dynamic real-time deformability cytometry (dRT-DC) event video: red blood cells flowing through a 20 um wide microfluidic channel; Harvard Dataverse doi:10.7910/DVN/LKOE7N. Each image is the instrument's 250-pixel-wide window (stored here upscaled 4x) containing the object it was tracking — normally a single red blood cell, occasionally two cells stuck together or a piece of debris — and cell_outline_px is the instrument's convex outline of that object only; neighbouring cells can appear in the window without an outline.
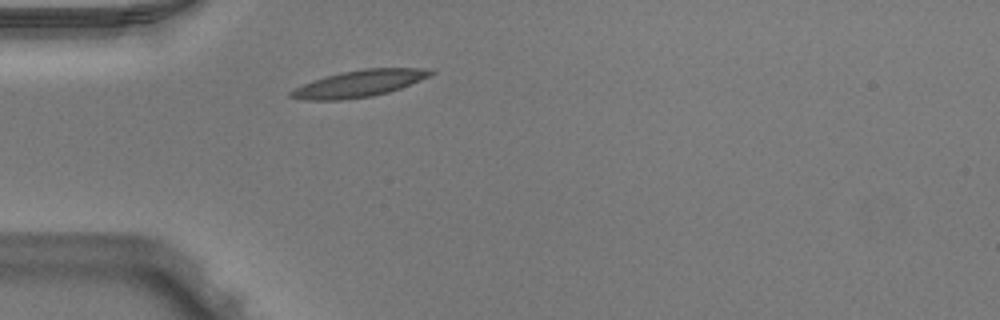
{"species": "Egyptian fruit bat (a non-hibernating species)", "species_latin": "Rousettus aegyptiacus", "temperature_condition": "warm", "stored_images_in_passage": 38, "camera_frame_rate_fps": 3000, "um_per_image_px": 0.085, "animal": {"sex": "male"}, "frame": {"image": 1, "passage_image": 2, "time_ms": 0.333, "image_size_px": [1000, 320], "cell_outline_px": [[436, 72], [420, 80], [400, 88], [388, 92], [372, 96], [344, 100], [304, 100], [288, 96], [288, 92], [312, 80], [344, 72], [364, 68], [432, 68]], "centroid_in_image_um": [30.54, 7.1], "position_along_channel_um": 54.5, "area_um2": 21.62}}
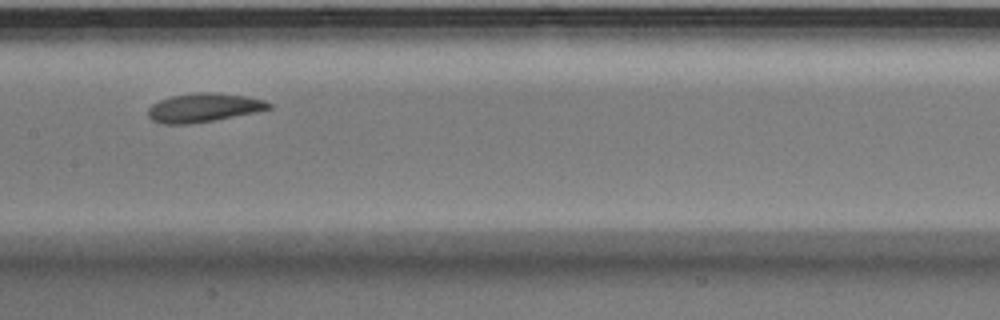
{"frame": {"image": 2, "passage_image": 13, "time_ms": 4.0, "image_size_px": [1000, 320], "cell_outline_px": [[272, 108], [256, 112], [212, 120], [188, 124], [164, 124], [152, 120], [148, 116], [148, 108], [152, 104], [160, 100], [172, 96], [200, 92], [208, 92], [244, 96], [264, 100], [272, 104]], "centroid_in_image_um": [17.29, 9.15], "position_along_channel_um": 190.1, "area_um2": 19.94}}
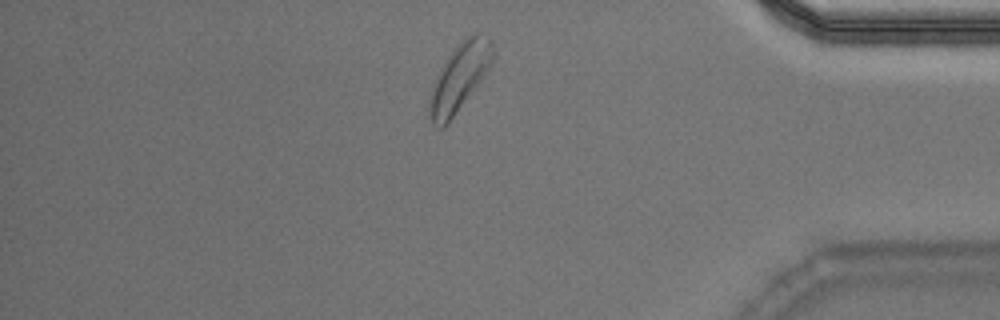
{"frame": {"image": 3, "passage_image": 31, "time_ms": 10.0, "image_size_px": [1000, 320], "cell_outline_px": [[492, 64], [444, 128], [436, 128], [432, 124], [428, 116], [428, 108], [432, 88], [448, 56], [468, 36], [476, 32], [480, 32], [492, 40]], "centroid_in_image_um": [39.04, 6.61], "position_along_channel_um": 396.2, "area_um2": 23.99}, "authors_computed_cell_mechanics": {"area_um2": 20.4612, "velocity_mm_per_s": 3.9083, "shape_relaxation_time_tau1_ms": 2.2649, "shape_relaxation_time_tau2_ms": 2.7711, "deformation_change_tau1": 0.1135, "deformation_change_tau2": 0.0916}}